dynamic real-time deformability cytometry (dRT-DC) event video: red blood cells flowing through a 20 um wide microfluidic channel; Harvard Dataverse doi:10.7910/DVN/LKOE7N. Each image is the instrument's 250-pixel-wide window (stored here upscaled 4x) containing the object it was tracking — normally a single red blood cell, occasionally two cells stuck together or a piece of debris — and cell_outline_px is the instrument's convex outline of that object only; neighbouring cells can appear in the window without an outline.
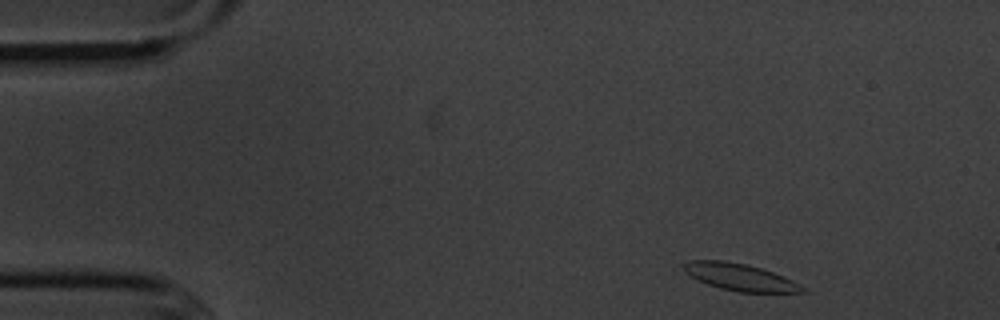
{"species": "common noctule bat (a hibernating species)", "species_latin": "Nyctalus noctula", "temperature_condition": "cold", "stored_images_in_passage": 5, "camera_frame_rate_fps": 3000, "um_per_image_px": 0.085, "animal": {"sex": "male", "body_mass_g": 20.1, "forearm_length_mm": 53.5}, "frame": {"image": 1, "passage_image": 1, "time_ms": 0.0, "image_size_px": [1000, 320], "cell_outline_px": [[808, 292], [740, 292], [720, 288], [696, 280], [684, 272], [680, 268], [680, 264], [688, 260], [724, 260], [748, 264], [784, 276], [800, 284]], "centroid_in_image_um": [62.81, 23.53], "position_along_channel_um": 22.2, "area_um2": 18.9}}
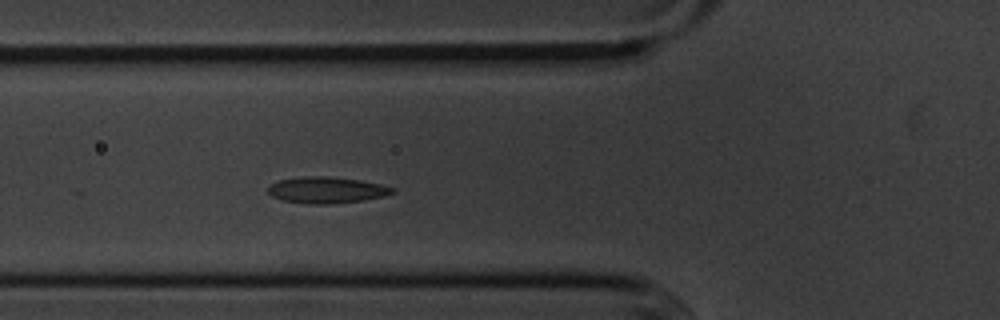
{"frame": {"image": 2, "passage_image": 5, "time_ms": 4.333, "image_size_px": [1000, 320], "cell_outline_px": [[396, 192], [384, 196], [364, 200], [332, 204], [308, 204], [280, 200], [272, 196], [268, 192], [268, 188], [272, 184], [280, 180], [304, 176], [328, 176], [360, 180], [380, 184], [396, 188]], "centroid_in_image_um": [27.79, 16.16], "position_along_channel_um": 98.0, "area_um2": 19.19}}